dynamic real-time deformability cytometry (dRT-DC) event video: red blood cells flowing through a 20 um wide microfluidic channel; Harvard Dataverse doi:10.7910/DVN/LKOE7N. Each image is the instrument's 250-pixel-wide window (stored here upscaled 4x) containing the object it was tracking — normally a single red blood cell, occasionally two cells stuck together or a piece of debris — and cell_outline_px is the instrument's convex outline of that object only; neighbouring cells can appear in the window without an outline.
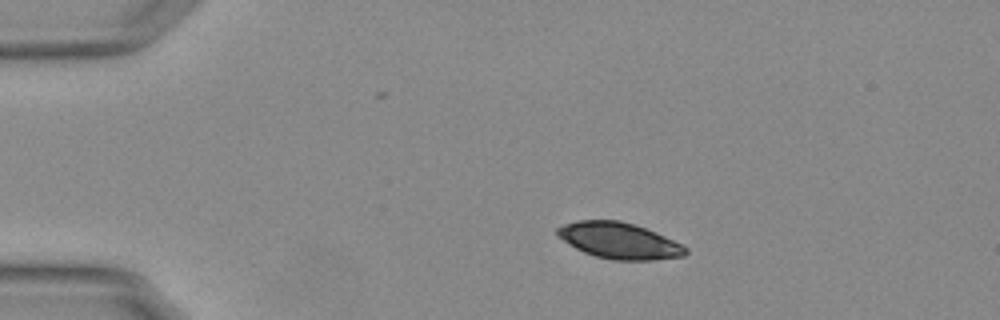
{"species": "Egyptian fruit bat (a non-hibernating species)", "species_latin": "Rousettus aegyptiacus", "temperature_condition": "warm", "stored_images_in_passage": 45, "camera_frame_rate_fps": 3000, "um_per_image_px": 0.085, "animal": {"sex": "female"}, "frame": {"image": 1, "passage_image": 1, "time_ms": 0.0, "image_size_px": [1000, 320], "cell_outline_px": [[688, 252], [684, 256], [652, 260], [612, 260], [596, 256], [584, 252], [568, 244], [556, 236], [556, 228], [564, 224], [580, 220], [620, 220], [636, 224], [656, 232], [684, 244], [688, 248]], "centroid_in_image_um": [52.65, 20.45], "position_along_channel_um": 32.3, "area_um2": 27.28}}
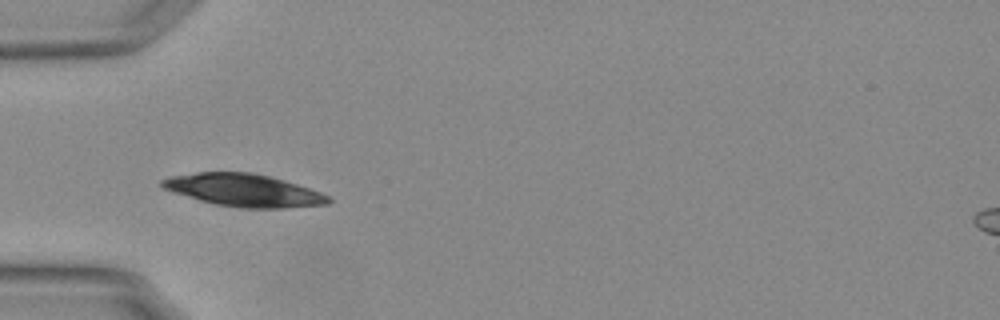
{"frame": {"image": 2, "passage_image": 8, "time_ms": 2.333, "image_size_px": [1000, 320], "cell_outline_px": [[332, 200], [328, 204], [284, 208], [240, 208], [216, 204], [200, 200], [172, 192], [164, 188], [160, 184], [160, 180], [172, 176], [196, 172], [252, 172], [284, 180], [332, 196]], "centroid_in_image_um": [20.73, 16.17], "position_along_channel_um": 64.3, "area_um2": 31.44}}
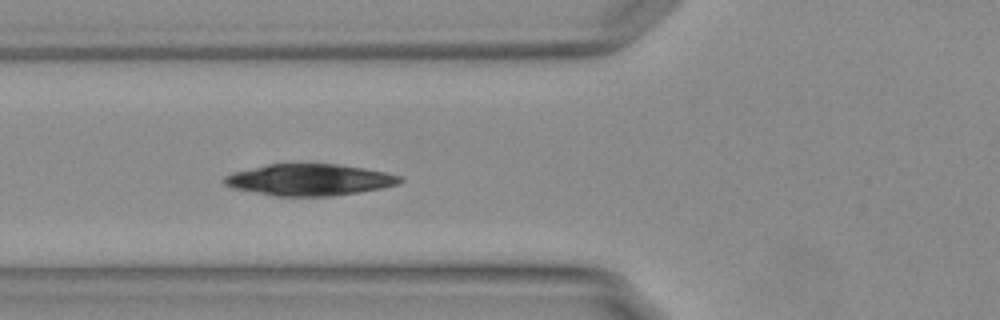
{"frame": {"image": 3, "passage_image": 11, "time_ms": 3.333, "image_size_px": [1000, 320], "cell_outline_px": [[404, 180], [396, 184], [380, 188], [360, 192], [332, 196], [276, 196], [232, 188], [224, 184], [220, 180], [224, 176], [232, 172], [268, 164], [340, 164], [364, 168], [384, 172], [400, 176]], "centroid_in_image_um": [26.25, 15.28], "position_along_channel_um": 99.5, "area_um2": 32.25}}